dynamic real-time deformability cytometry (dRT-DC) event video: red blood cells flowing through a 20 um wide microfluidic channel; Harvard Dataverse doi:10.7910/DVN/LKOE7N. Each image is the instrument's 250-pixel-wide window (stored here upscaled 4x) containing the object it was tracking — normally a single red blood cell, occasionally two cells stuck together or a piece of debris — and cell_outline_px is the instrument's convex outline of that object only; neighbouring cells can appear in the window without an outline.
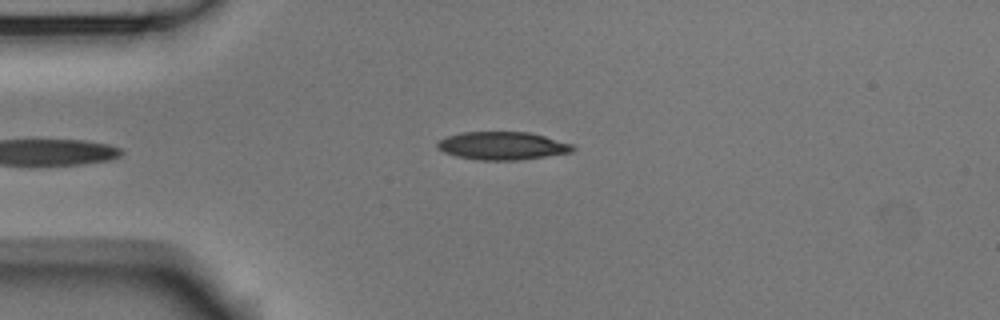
{"species": "Egyptian fruit bat (a non-hibernating species)", "species_latin": "Rousettus aegyptiacus", "temperature_condition": "room temperature", "stored_images_in_passage": 3, "camera_frame_rate_fps": 3000, "um_per_image_px": 0.085, "animal": {"sex": "male"}, "frame": {"image": 1, "passage_image": 3, "time_ms": 0.667, "image_size_px": [1000, 320], "cell_outline_px": [[576, 148], [572, 152], [520, 160], [476, 160], [456, 156], [444, 152], [436, 148], [436, 144], [440, 140], [448, 136], [460, 132], [528, 132], [544, 136], [572, 144]], "centroid_in_image_um": [42.68, 12.39], "position_along_channel_um": 42.3, "area_um2": 22.08}}